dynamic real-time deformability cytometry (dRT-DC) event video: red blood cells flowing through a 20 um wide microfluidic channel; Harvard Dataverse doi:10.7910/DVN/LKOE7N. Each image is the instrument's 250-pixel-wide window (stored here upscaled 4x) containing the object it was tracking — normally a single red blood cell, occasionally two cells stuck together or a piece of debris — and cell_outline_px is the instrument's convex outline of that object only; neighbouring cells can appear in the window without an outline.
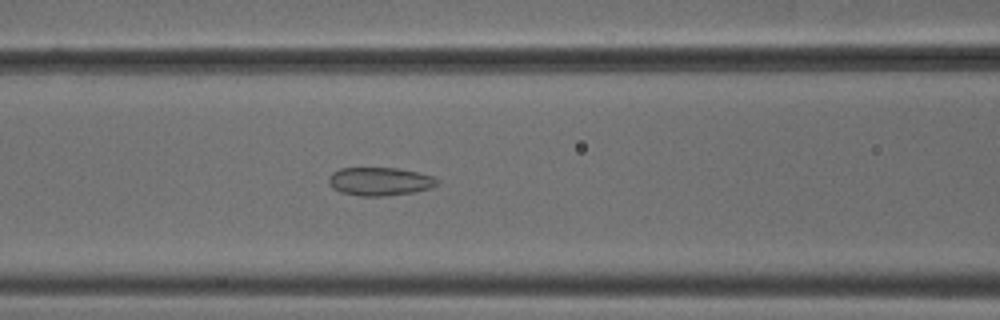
{"species": "common noctule bat (a hibernating species)", "species_latin": "Nyctalus noctula", "temperature_condition": "cold", "stored_images_in_passage": 53, "camera_frame_rate_fps": 3000, "um_per_image_px": 0.085, "animal": {"sex": "male", "body_mass_g": 18.8}, "frame": {"image": 1, "passage_image": 23, "time_ms": 7.333, "image_size_px": [1000, 320], "cell_outline_px": [[440, 184], [428, 188], [412, 192], [384, 196], [360, 196], [340, 192], [332, 188], [328, 180], [328, 176], [332, 172], [340, 168], [396, 168], [416, 172], [432, 176], [440, 180]], "centroid_in_image_um": [32.25, 15.42], "position_along_channel_um": 134.3, "area_um2": 17.86}}
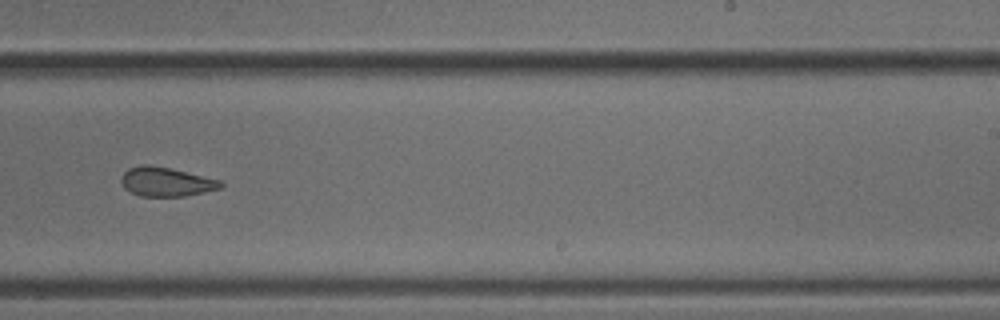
{"frame": {"image": 2, "passage_image": 34, "time_ms": 11.0, "image_size_px": [1000, 320], "cell_outline_px": [[224, 184], [220, 188], [204, 192], [184, 196], [140, 196], [124, 188], [120, 180], [124, 172], [128, 168], [144, 164], [148, 164], [168, 168], [220, 180]], "centroid_in_image_um": [14.09, 15.45], "position_along_channel_um": 274.9, "area_um2": 16.65}}
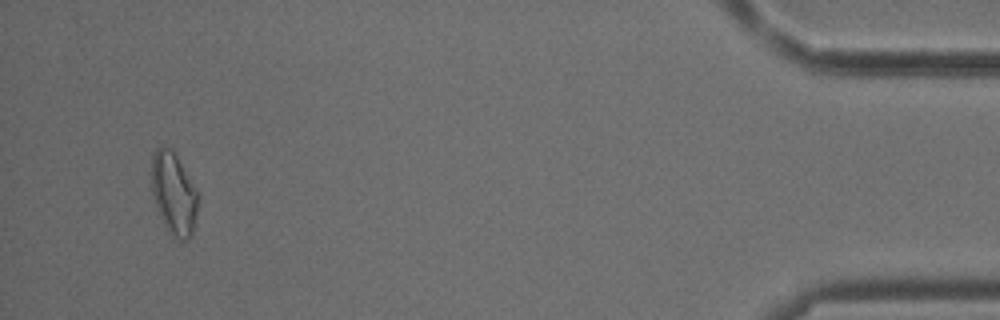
{"frame": {"image": 3, "passage_image": 51, "time_ms": 16.667, "image_size_px": [1000, 320], "cell_outline_px": [[196, 216], [192, 236], [188, 240], [180, 244], [176, 240], [164, 224], [156, 208], [152, 192], [152, 152], [156, 148], [172, 148], [196, 192]], "centroid_in_image_um": [14.74, 16.52], "position_along_channel_um": 420.5, "area_um2": 21.85}, "authors_computed_cell_mechanics": {"area_um2": 19.4208, "velocity_mm_per_s": 3.8419, "shape_relaxation_time_tau1_ms": null, "shape_relaxation_time_tau2_ms": 2.4283, "deformation_change_tau1": null, "deformation_change_tau2": 0.0882}}